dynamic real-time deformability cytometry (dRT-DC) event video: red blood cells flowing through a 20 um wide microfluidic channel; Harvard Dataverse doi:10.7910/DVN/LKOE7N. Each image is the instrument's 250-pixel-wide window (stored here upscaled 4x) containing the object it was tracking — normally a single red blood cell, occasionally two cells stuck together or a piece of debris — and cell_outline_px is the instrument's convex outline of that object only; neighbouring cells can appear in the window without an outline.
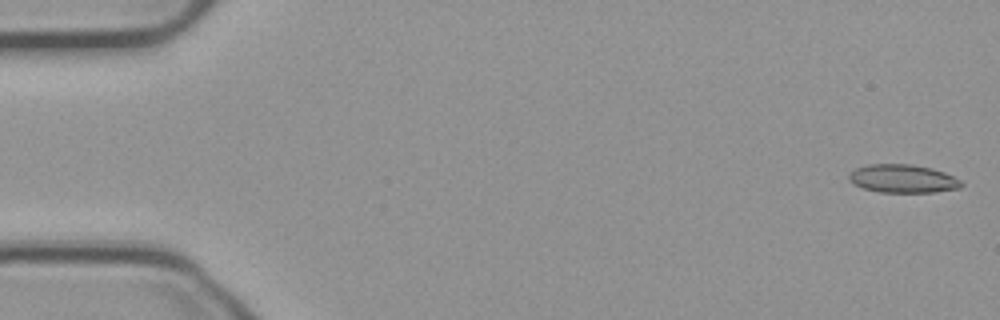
{"species": "common noctule bat (a hibernating species)", "species_latin": "Nyctalus noctula", "temperature_condition": "cold", "stored_images_in_passage": 54, "camera_frame_rate_fps": 3000, "um_per_image_px": 0.085, "animal": {"sex": "male", "body_mass_g": 23.1, "forearm_length_mm": 52.7}, "frame": {"image": 1, "passage_image": 1, "time_ms": 0.0, "image_size_px": [1000, 320], "cell_outline_px": [[964, 184], [960, 188], [936, 192], [880, 192], [864, 188], [852, 184], [848, 180], [848, 176], [856, 168], [868, 164], [912, 164], [932, 168], [944, 172], [960, 180]], "centroid_in_image_um": [76.74, 15.18], "position_along_channel_um": 8.3, "area_um2": 18.55}}
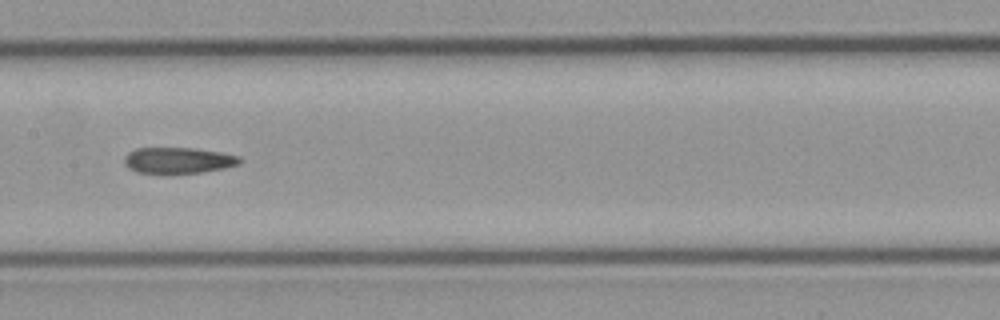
{"frame": {"image": 2, "passage_image": 27, "time_ms": 8.667, "image_size_px": [1000, 320], "cell_outline_px": [[240, 164], [224, 168], [204, 172], [164, 176], [136, 172], [128, 168], [124, 164], [124, 156], [128, 152], [136, 148], [196, 148], [220, 152], [240, 156]], "centroid_in_image_um": [15.09, 13.67], "position_along_channel_um": 192.3, "area_um2": 18.32}}
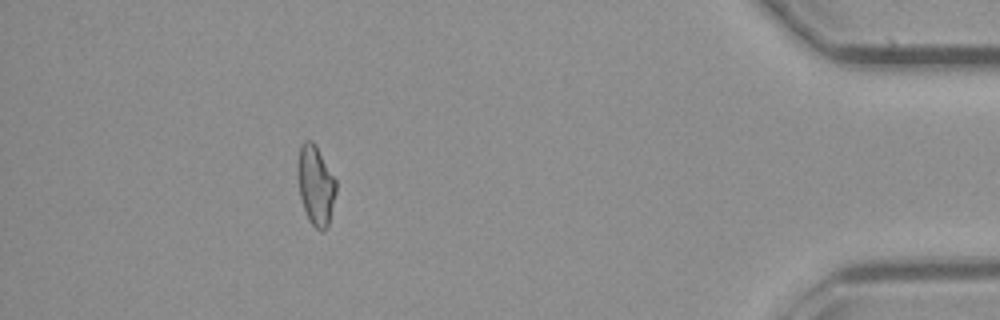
{"frame": {"image": 3, "passage_image": 49, "time_ms": 16.0, "image_size_px": [1000, 320], "cell_outline_px": [[336, 192], [328, 228], [324, 232], [320, 232], [308, 220], [300, 196], [296, 172], [296, 164], [300, 144], [304, 140], [312, 140], [316, 144], [336, 180]], "centroid_in_image_um": [26.82, 15.73], "position_along_channel_um": 408.4, "area_um2": 18.26}, "authors_computed_cell_mechanics": {"area_um2": 18.3804, "velocity_mm_per_s": 3.7386, "shape_relaxation_time_tau1_ms": null, "shape_relaxation_time_tau2_ms": 8.1772, "deformation_change_tau1": null, "deformation_change_tau2": 0.1758}}